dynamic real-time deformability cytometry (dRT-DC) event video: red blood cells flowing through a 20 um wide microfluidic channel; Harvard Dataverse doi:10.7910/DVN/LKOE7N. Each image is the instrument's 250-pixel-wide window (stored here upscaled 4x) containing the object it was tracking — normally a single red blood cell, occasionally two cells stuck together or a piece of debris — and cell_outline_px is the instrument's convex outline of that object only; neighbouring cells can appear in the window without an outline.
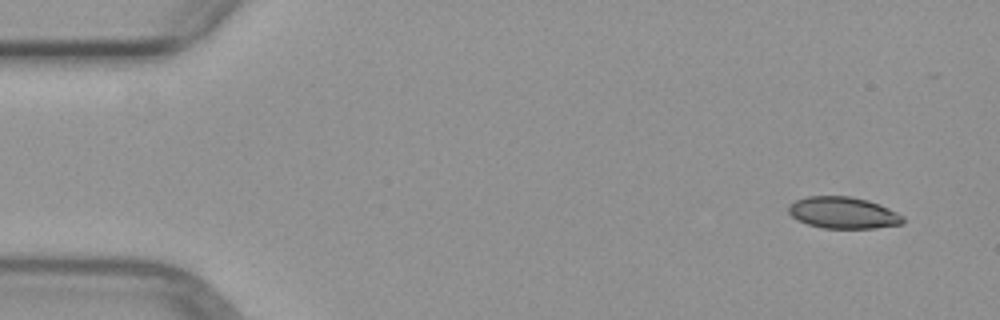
{"species": "common noctule bat (a hibernating species)", "species_latin": "Nyctalus noctula", "temperature_condition": "warm", "stored_images_in_passage": 6, "camera_frame_rate_fps": 3000, "um_per_image_px": 0.085, "animal": {"sex": "female", "body_mass_g": 29.2, "forearm_length_mm": 56.3}, "frame": {"image": 1, "passage_image": 1, "time_ms": 0.0, "image_size_px": [1000, 320], "cell_outline_px": [[904, 224], [876, 228], [824, 228], [808, 224], [796, 220], [788, 212], [788, 204], [796, 200], [808, 196], [848, 196], [868, 200], [880, 204], [904, 216]], "centroid_in_image_um": [71.67, 18.08], "position_along_channel_um": 13.3, "area_um2": 21.21}}
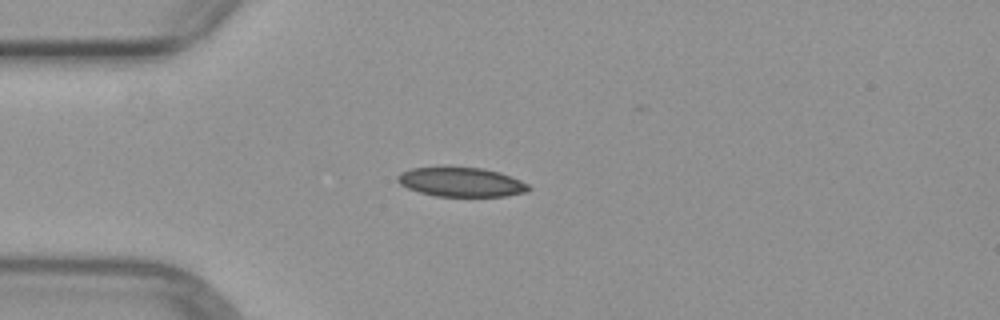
{"frame": {"image": 2, "passage_image": 4, "time_ms": 3.333, "image_size_px": [1000, 320], "cell_outline_px": [[532, 188], [528, 192], [508, 196], [436, 196], [420, 192], [408, 188], [400, 184], [396, 180], [396, 176], [400, 172], [412, 168], [484, 168], [500, 172], [520, 180], [528, 184]], "centroid_in_image_um": [39.23, 15.49], "position_along_channel_um": 45.8, "area_um2": 22.25}}